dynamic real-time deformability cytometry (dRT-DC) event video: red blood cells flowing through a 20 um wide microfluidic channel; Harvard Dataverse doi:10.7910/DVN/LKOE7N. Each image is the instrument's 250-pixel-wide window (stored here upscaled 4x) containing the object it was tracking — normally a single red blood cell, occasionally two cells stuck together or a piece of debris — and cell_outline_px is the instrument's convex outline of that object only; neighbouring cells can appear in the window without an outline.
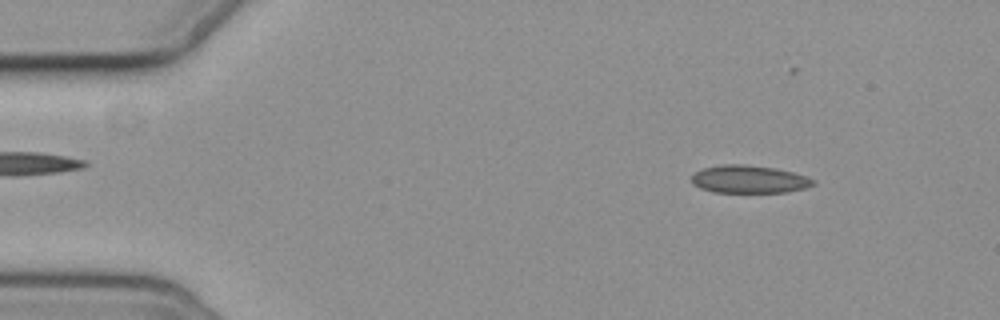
{"species": "common noctule bat (a hibernating species)", "species_latin": "Nyctalus noctula", "temperature_condition": "cold", "stored_images_in_passage": 6, "camera_frame_rate_fps": 3000, "um_per_image_px": 0.085, "animal": {"sex": "female", "body_mass_g": 19.3, "forearm_length_mm": 54.1}, "frame": {"image": 1, "passage_image": 2, "time_ms": 1.333, "image_size_px": [1000, 320], "cell_outline_px": [[816, 184], [804, 188], [788, 192], [712, 192], [700, 188], [692, 184], [692, 176], [696, 172], [704, 168], [720, 164], [744, 164], [776, 168], [792, 172], [816, 180]], "centroid_in_image_um": [63.67, 15.23], "position_along_channel_um": 21.3, "area_um2": 19.71}}
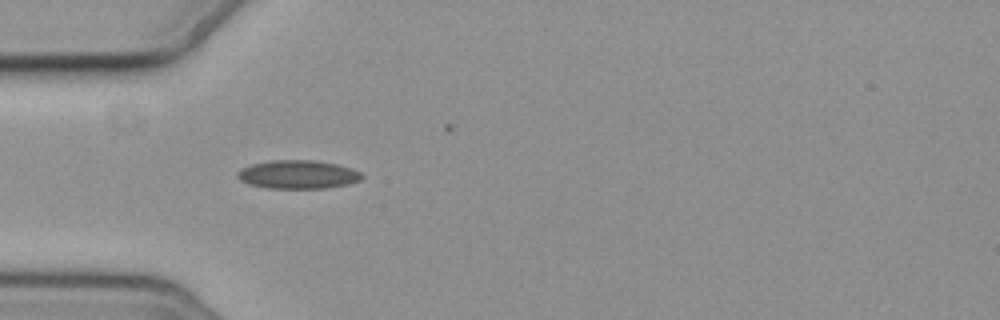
{"frame": {"image": 2, "passage_image": 5, "time_ms": 4.667, "image_size_px": [1000, 320], "cell_outline_px": [[364, 176], [360, 180], [348, 184], [324, 188], [268, 188], [248, 184], [240, 180], [236, 176], [236, 172], [240, 168], [252, 164], [272, 160], [316, 160], [336, 164], [352, 168], [360, 172]], "centroid_in_image_um": [25.3, 14.82], "position_along_channel_um": 59.7, "area_um2": 20.75}}
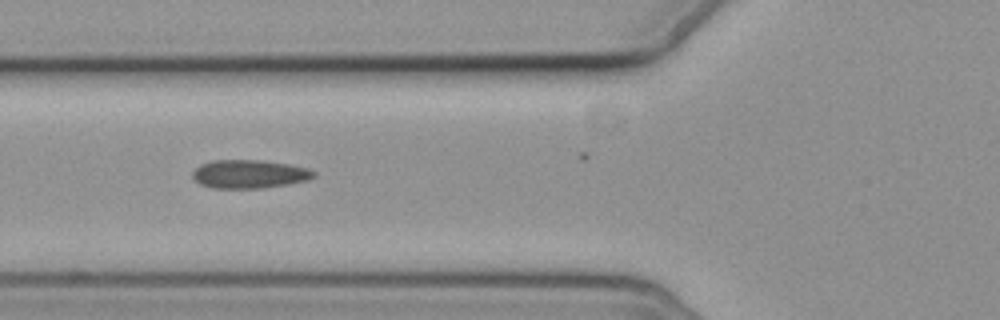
{"frame": {"image": 3, "passage_image": 6, "time_ms": 6.0, "image_size_px": [1000, 320], "cell_outline_px": [[316, 176], [308, 180], [288, 184], [264, 188], [212, 188], [200, 184], [192, 176], [192, 172], [200, 164], [212, 160], [264, 160], [288, 164], [308, 168], [316, 172]], "centroid_in_image_um": [21.2, 14.79], "position_along_channel_um": 104.6, "area_um2": 20.23}}